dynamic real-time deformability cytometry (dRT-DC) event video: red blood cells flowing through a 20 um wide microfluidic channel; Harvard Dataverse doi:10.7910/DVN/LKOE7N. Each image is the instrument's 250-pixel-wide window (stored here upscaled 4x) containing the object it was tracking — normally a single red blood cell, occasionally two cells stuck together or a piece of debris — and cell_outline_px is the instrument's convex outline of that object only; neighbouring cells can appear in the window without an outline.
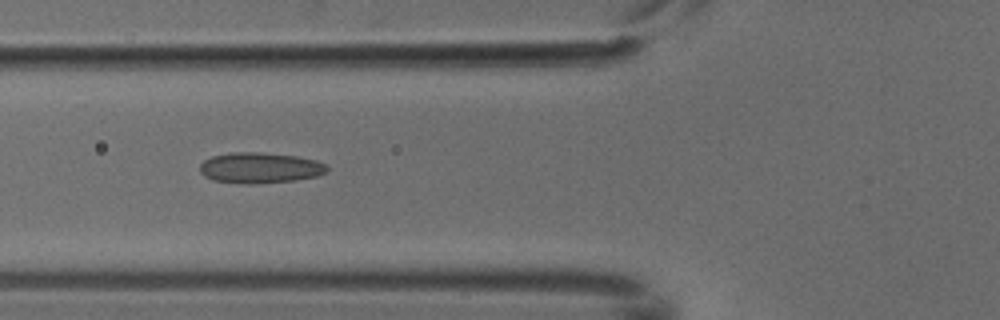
{"species": "common noctule bat (a hibernating species)", "species_latin": "Nyctalus noctula", "temperature_condition": "cold", "stored_images_in_passage": 8, "camera_frame_rate_fps": 3000, "um_per_image_px": 0.085, "animal": {"sex": "male", "body_mass_g": 18.8}, "frame": {"image": 1, "passage_image": 5, "time_ms": 1.333, "image_size_px": [1000, 320], "cell_outline_px": [[328, 172], [316, 176], [296, 180], [252, 184], [244, 184], [212, 180], [204, 176], [200, 172], [200, 164], [204, 160], [212, 156], [232, 152], [260, 152], [296, 156], [316, 160], [324, 164], [328, 168]], "centroid_in_image_um": [22.08, 14.27], "position_along_channel_um": 103.7, "area_um2": 22.83}}
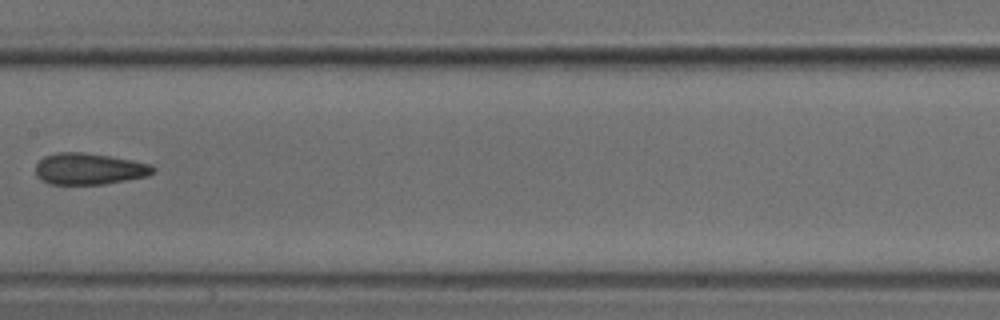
{"frame": {"image": 2, "passage_image": 7, "time_ms": 2.0, "image_size_px": [1000, 320], "cell_outline_px": [[156, 168], [148, 176], [104, 184], [48, 184], [36, 176], [36, 164], [44, 156], [56, 152], [84, 152], [132, 160], [152, 164]], "centroid_in_image_um": [7.56, 14.35], "position_along_channel_um": 199.8, "area_um2": 21.56}}
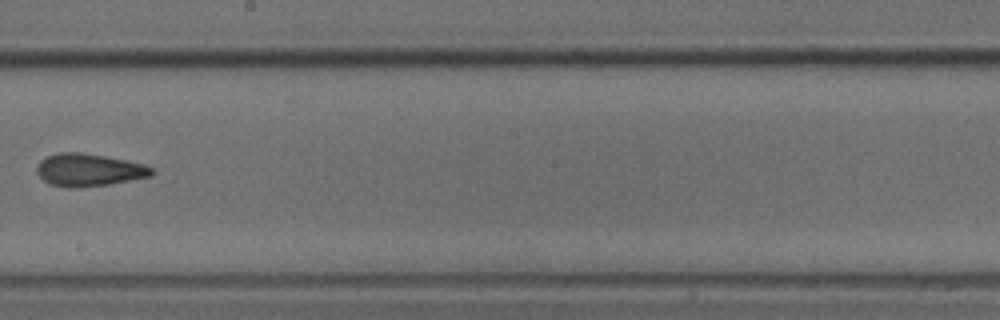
{"frame": {"image": 3, "passage_image": 8, "time_ms": 2.333, "image_size_px": [1000, 320], "cell_outline_px": [[156, 172], [152, 176], [108, 184], [80, 188], [68, 188], [48, 184], [36, 172], [36, 168], [40, 160], [48, 156], [60, 152], [80, 152], [104, 156], [144, 164], [152, 168]], "centroid_in_image_um": [7.54, 14.46], "position_along_channel_um": 240.7, "area_um2": 21.85}}